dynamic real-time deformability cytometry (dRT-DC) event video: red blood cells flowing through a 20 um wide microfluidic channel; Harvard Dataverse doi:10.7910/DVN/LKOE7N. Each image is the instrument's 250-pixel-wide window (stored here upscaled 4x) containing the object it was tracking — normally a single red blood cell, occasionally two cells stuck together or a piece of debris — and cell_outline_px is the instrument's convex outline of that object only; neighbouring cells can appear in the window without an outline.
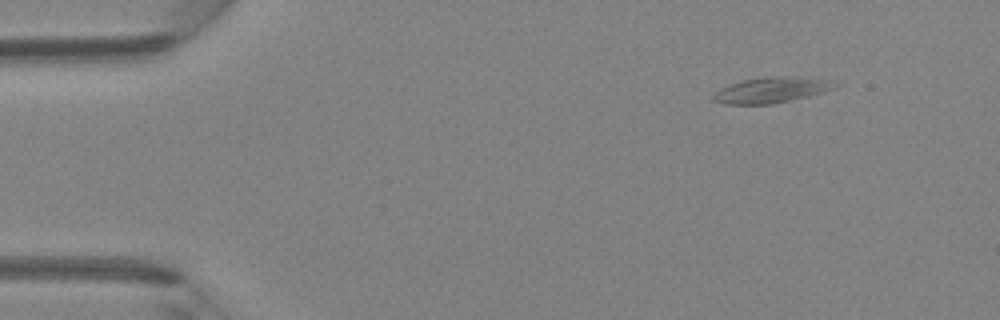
{"species": "Egyptian fruit bat (a non-hibernating species)", "species_latin": "Rousettus aegyptiacus", "temperature_condition": "room temperature", "stored_images_in_passage": 3, "camera_frame_rate_fps": 3000, "um_per_image_px": 0.085, "animal": {"sex": "female"}, "frame": {"image": 1, "passage_image": 1, "time_ms": 0.0, "image_size_px": [1000, 320], "cell_outline_px": [[840, 84], [836, 88], [808, 96], [772, 104], [724, 104], [712, 100], [712, 96], [720, 88], [740, 80], [776, 76], [800, 76], [828, 80]], "centroid_in_image_um": [65.57, 7.64], "position_along_channel_um": 19.4, "area_um2": 18.21}}